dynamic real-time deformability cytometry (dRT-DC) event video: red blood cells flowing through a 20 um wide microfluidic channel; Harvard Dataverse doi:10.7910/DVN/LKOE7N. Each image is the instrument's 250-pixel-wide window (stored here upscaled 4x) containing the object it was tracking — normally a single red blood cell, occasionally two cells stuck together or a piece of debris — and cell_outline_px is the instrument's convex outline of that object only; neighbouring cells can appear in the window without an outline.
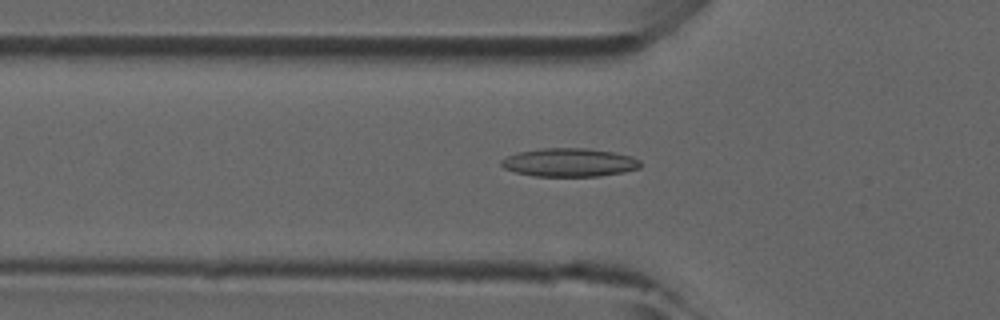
{"species": "common noctule bat (a hibernating species)", "species_latin": "Nyctalus noctula", "temperature_condition": "room temperature", "stored_images_in_passage": 46, "camera_frame_rate_fps": 3000, "um_per_image_px": 0.085, "animal": {"sex": "male", "forearm_length_mm": 52.5}, "frame": {"image": 1, "passage_image": 14, "time_ms": 4.333, "image_size_px": [1000, 320], "cell_outline_px": [[640, 168], [624, 172], [600, 176], [532, 176], [516, 172], [504, 168], [500, 164], [500, 160], [516, 152], [540, 148], [588, 148], [612, 152], [632, 156], [640, 160]], "centroid_in_image_um": [48.38, 13.8], "position_along_channel_um": 77.4, "area_um2": 23.18}}